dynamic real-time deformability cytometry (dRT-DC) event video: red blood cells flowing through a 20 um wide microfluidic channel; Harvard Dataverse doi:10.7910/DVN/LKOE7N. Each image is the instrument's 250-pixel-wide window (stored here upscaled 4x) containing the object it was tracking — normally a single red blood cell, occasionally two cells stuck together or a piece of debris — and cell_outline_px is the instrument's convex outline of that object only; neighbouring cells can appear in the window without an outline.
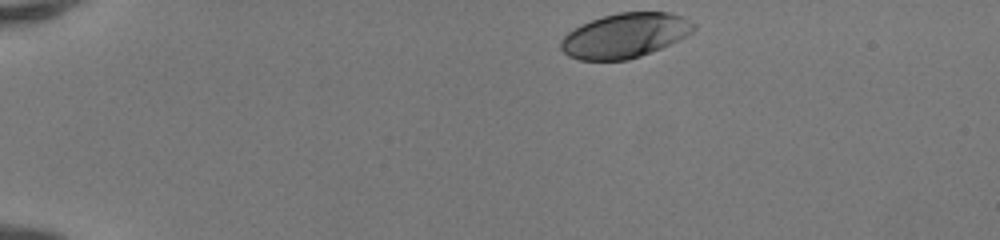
{"species": "human", "species_latin": "Homo sapiens", "temperature_condition": "room temperature", "stored_images_in_passage": 41, "camera_frame_rate_fps": 3000, "um_per_image_px": 0.085, "donor": {"sex": "female"}, "frame": {"image": 1, "passage_image": 1, "time_ms": 0.0, "image_size_px": [1000, 240], "cell_outline_px": [[696, 28], [692, 32], [680, 40], [640, 56], [628, 60], [580, 60], [568, 56], [560, 48], [560, 40], [568, 32], [580, 24], [604, 16], [620, 12], [668, 12], [680, 16], [696, 24]], "centroid_in_image_um": [53.11, 3.02], "position_along_channel_um": 31.9, "area_um2": 34.45}}
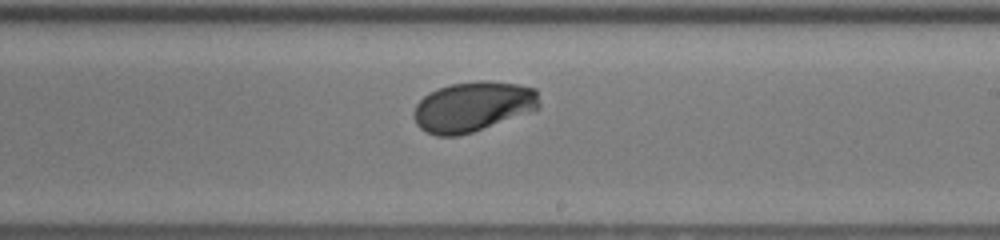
{"frame": {"image": 2, "passage_image": 23, "time_ms": 7.333, "image_size_px": [1000, 240], "cell_outline_px": [[540, 108], [472, 132], [460, 136], [436, 136], [420, 128], [416, 124], [412, 116], [412, 112], [416, 104], [424, 96], [440, 88], [452, 84], [480, 80], [484, 80], [516, 84], [536, 88], [540, 104]], "centroid_in_image_um": [40.18, 9.07], "position_along_channel_um": 248.8, "area_um2": 36.47}}
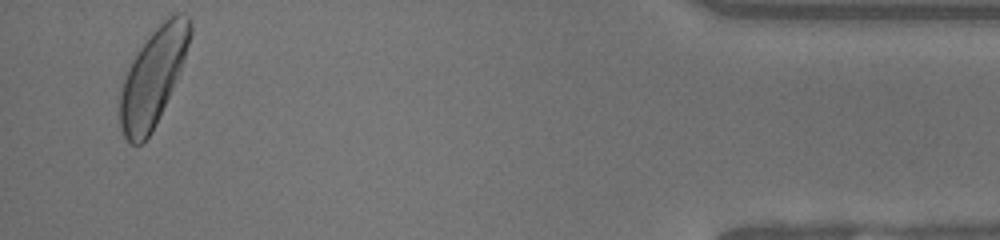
{"frame": {"image": 3, "passage_image": 40, "time_ms": 13.0, "image_size_px": [1000, 240], "cell_outline_px": [[192, 32], [184, 60], [180, 72], [152, 132], [140, 144], [132, 144], [124, 136], [120, 128], [120, 92], [124, 76], [136, 52], [168, 12], [184, 12], [188, 16], [192, 24]], "centroid_in_image_um": [13.03, 6.47], "position_along_channel_um": 422.2, "area_um2": 39.65}, "authors_computed_cell_mechanics": {"area_um2": 36.0672, "velocity_mm_per_s": 4.1362, "shape_relaxation_time_tau1_ms": 2.0608, "shape_relaxation_time_tau2_ms": null, "deformation_change_tau1": 0.1317, "deformation_change_tau2": null}}